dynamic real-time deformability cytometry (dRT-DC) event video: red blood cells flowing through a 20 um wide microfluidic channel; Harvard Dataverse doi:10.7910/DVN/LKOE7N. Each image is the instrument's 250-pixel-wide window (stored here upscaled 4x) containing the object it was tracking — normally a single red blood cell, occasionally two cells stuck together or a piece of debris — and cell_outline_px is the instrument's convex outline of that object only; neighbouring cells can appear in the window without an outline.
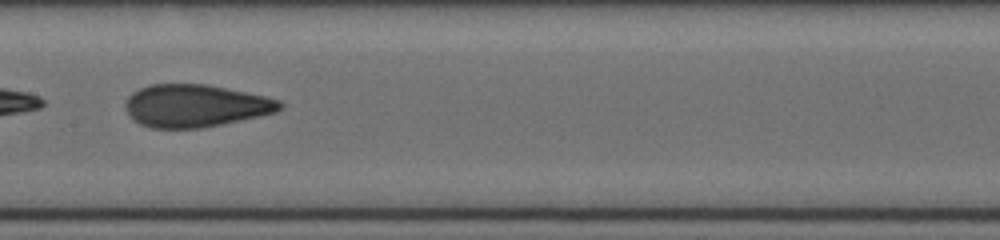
{"species": "human", "species_latin": "Homo sapiens", "temperature_condition": "cold", "stored_images_in_passage": 58, "camera_frame_rate_fps": 3000, "um_per_image_px": 0.085, "donor": {"sex": "female"}, "frame": {"image": 1, "passage_image": 34, "time_ms": 10.333, "image_size_px": [1000, 240], "cell_outline_px": [[284, 104], [276, 112], [260, 116], [200, 128], [152, 128], [140, 124], [124, 108], [124, 104], [128, 96], [132, 92], [148, 84], [208, 84], [264, 96], [280, 100]], "centroid_in_image_um": [16.59, 8.98], "position_along_channel_um": 190.8, "area_um2": 38.15}}
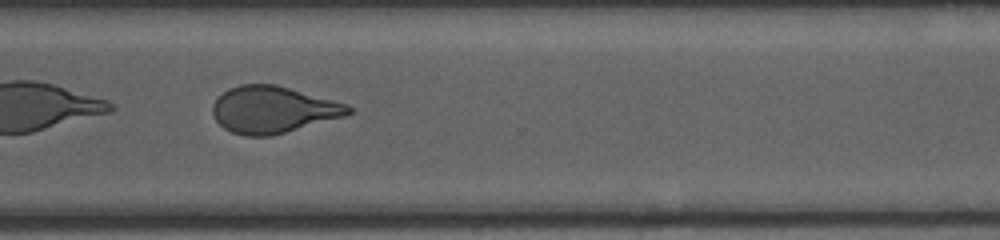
{"frame": {"image": 2, "passage_image": 48, "time_ms": 14.333, "image_size_px": [1000, 240], "cell_outline_px": [[352, 112], [344, 116], [272, 136], [244, 136], [232, 132], [224, 128], [216, 120], [212, 112], [212, 104], [228, 88], [240, 84], [276, 84], [348, 104], [352, 108]], "centroid_in_image_um": [23.19, 9.32], "position_along_channel_um": 347.4, "area_um2": 36.93}, "authors_computed_cell_mechanics": {"area_um2": 39.6508, "velocity_mm_per_s": 3.9274, "shape_relaxation_time_tau1_ms": null, "shape_relaxation_time_tau2_ms": 1.1557, "deformation_change_tau1": null, "deformation_change_tau2": 0.0497}}